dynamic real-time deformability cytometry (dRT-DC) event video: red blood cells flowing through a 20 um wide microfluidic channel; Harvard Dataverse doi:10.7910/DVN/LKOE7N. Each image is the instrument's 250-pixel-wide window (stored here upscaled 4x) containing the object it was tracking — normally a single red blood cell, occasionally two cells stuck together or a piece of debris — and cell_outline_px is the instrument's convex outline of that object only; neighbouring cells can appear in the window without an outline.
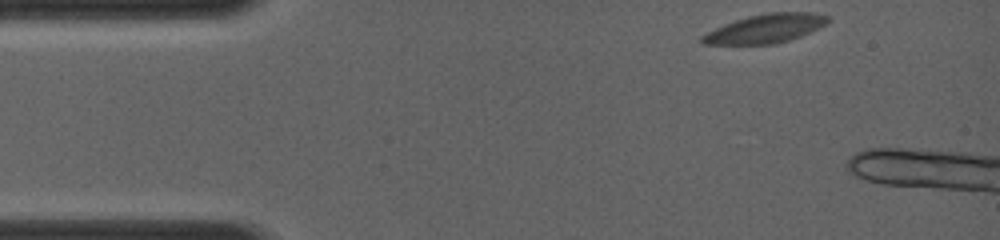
{"species": "common noctule bat (a hibernating species)", "species_latin": "Nyctalus noctula", "temperature_condition": "room temperature", "stored_images_in_passage": 9, "camera_frame_rate_fps": 4000, "um_per_image_px": 0.085, "animal": {"sex": "female", "body_mass_g": 19.0, "forearm_length_mm": 56.7}, "frame": {"image": 1, "passage_image": 1, "time_ms": 0.0, "image_size_px": [1000, 240], "cell_outline_px": [[832, 20], [800, 36], [776, 44], [700, 44], [700, 36], [724, 24], [748, 16], [768, 12], [816, 12], [828, 16]], "centroid_in_image_um": [65.05, 2.42], "position_along_channel_um": 19.9, "area_um2": 20.98}}